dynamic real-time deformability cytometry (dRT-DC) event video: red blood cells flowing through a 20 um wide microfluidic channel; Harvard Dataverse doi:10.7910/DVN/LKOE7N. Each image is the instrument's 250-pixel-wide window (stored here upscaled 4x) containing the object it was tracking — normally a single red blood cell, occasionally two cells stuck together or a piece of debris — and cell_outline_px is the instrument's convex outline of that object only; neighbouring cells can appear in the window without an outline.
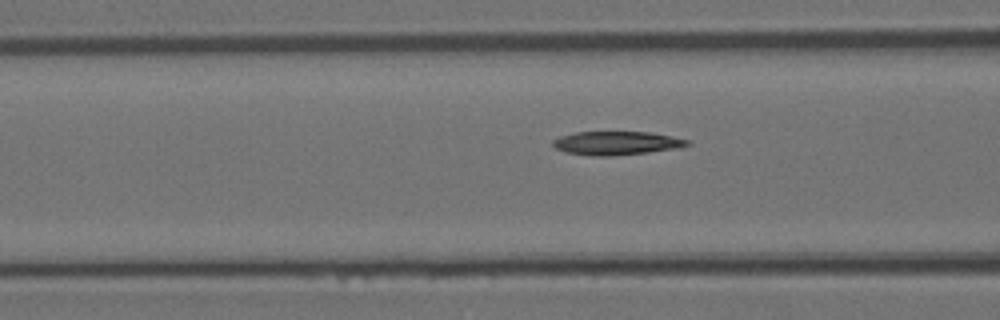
{"species": "Egyptian fruit bat (a non-hibernating species)", "species_latin": "Rousettus aegyptiacus", "temperature_condition": "room temperature", "stored_images_in_passage": 27, "camera_frame_rate_fps": 3000, "um_per_image_px": 0.085, "animal": {"sex": "female"}, "frame": {"image": 1, "passage_image": 8, "time_ms": 2.333, "image_size_px": [1000, 320], "cell_outline_px": [[692, 144], [680, 148], [648, 152], [608, 156], [592, 156], [564, 152], [556, 148], [552, 144], [552, 140], [560, 136], [576, 132], [648, 132], [672, 136], [688, 140]], "centroid_in_image_um": [52.4, 12.16], "position_along_channel_um": 114.2, "area_um2": 18.5}}